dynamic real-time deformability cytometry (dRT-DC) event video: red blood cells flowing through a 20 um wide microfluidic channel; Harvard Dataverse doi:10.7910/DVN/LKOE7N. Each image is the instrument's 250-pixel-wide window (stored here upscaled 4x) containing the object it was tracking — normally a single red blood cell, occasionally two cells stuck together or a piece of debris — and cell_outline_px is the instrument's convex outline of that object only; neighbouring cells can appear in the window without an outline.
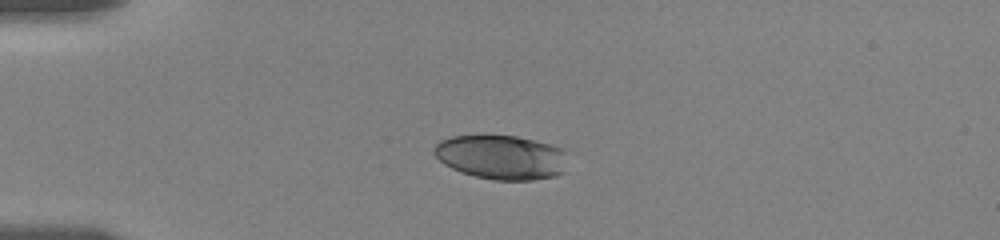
{"species": "human", "species_latin": "Homo sapiens", "temperature_condition": "room temperature", "stored_images_in_passage": 16, "camera_frame_rate_fps": 3000, "um_per_image_px": 0.085, "donor": {"sex": "female"}, "frame": {"image": 1, "passage_image": 1, "time_ms": 0.0, "image_size_px": [1000, 240], "cell_outline_px": [[564, 172], [552, 176], [532, 180], [492, 180], [460, 172], [444, 164], [432, 152], [432, 148], [440, 140], [448, 136], [516, 136], [564, 148]], "centroid_in_image_um": [42.56, 13.36], "position_along_channel_um": 42.4, "area_um2": 34.28}}
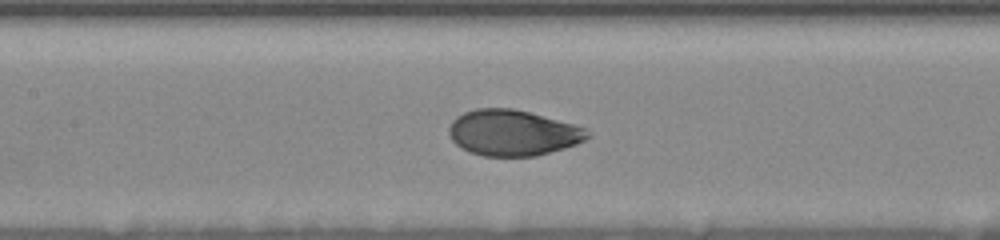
{"frame": {"image": 2, "passage_image": 10, "time_ms": 4.333, "image_size_px": [1000, 240], "cell_outline_px": [[592, 136], [576, 144], [564, 148], [536, 156], [484, 156], [468, 152], [460, 148], [452, 140], [448, 132], [448, 128], [452, 120], [456, 116], [464, 112], [476, 108], [512, 108], [528, 112], [588, 128]], "centroid_in_image_um": [43.57, 11.29], "position_along_channel_um": 163.8, "area_um2": 37.17}}
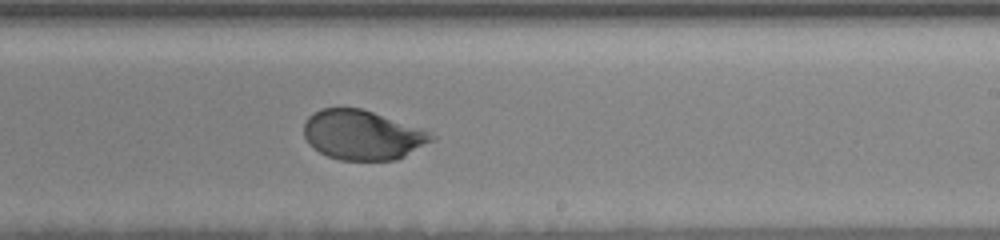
{"frame": {"image": 3, "passage_image": 16, "time_ms": 7.0, "image_size_px": [1000, 240], "cell_outline_px": [[436, 140], [396, 160], [340, 160], [328, 156], [312, 148], [308, 144], [304, 136], [304, 124], [308, 116], [320, 108], [360, 108], [420, 128], [436, 136]], "centroid_in_image_um": [30.79, 11.48], "position_along_channel_um": 258.2, "area_um2": 36.82}}